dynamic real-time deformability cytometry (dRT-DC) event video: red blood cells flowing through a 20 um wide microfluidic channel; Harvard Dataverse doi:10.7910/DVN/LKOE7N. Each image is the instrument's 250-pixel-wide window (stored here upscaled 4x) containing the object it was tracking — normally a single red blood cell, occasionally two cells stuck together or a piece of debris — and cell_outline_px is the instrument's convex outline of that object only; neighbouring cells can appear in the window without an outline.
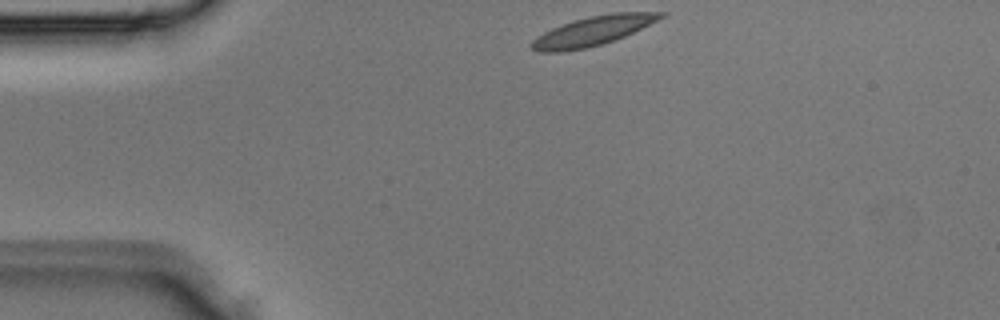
{"species": "Egyptian fruit bat (a non-hibernating species)", "species_latin": "Rousettus aegyptiacus", "temperature_condition": "room temperature", "stored_images_in_passage": 2, "camera_frame_rate_fps": 3000, "um_per_image_px": 0.085, "animal": {"sex": "male"}, "frame": {"image": 1, "passage_image": 1, "time_ms": 0.0, "image_size_px": [1000, 320], "cell_outline_px": [[668, 12], [664, 16], [616, 40], [588, 48], [564, 52], [540, 52], [532, 48], [528, 44], [536, 36], [552, 28], [576, 20], [608, 12]], "centroid_in_image_um": [50.34, 2.65], "position_along_channel_um": 34.7, "area_um2": 21.85}}